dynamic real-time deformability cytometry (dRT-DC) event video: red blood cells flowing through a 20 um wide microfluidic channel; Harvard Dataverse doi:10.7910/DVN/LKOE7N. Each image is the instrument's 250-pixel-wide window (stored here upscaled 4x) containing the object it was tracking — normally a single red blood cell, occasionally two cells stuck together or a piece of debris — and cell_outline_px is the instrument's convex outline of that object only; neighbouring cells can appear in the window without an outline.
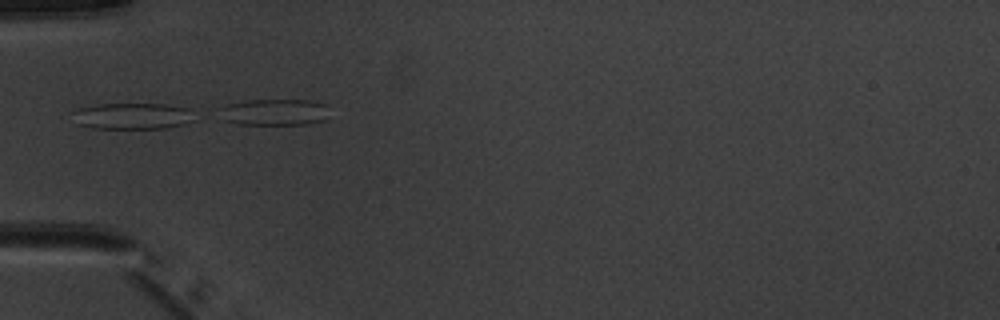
{"species": "common noctule bat (a hibernating species)", "species_latin": "Nyctalus noctula", "temperature_condition": "warm", "stored_images_in_passage": 4, "camera_frame_rate_fps": 3000, "um_per_image_px": 0.085, "animal": {"sex": "male", "body_mass_g": 20.1, "forearm_length_mm": 53.5}, "frame": {"image": 1, "passage_image": 4, "time_ms": 3.333, "image_size_px": [1000, 320], "cell_outline_px": [[192, 120], [184, 124], [168, 128], [92, 128], [80, 124], [72, 112], [80, 108], [96, 104], [164, 104], [188, 108]], "centroid_in_image_um": [11.26, 9.86], "position_along_channel_um": 73.7, "area_um2": 18.26}}